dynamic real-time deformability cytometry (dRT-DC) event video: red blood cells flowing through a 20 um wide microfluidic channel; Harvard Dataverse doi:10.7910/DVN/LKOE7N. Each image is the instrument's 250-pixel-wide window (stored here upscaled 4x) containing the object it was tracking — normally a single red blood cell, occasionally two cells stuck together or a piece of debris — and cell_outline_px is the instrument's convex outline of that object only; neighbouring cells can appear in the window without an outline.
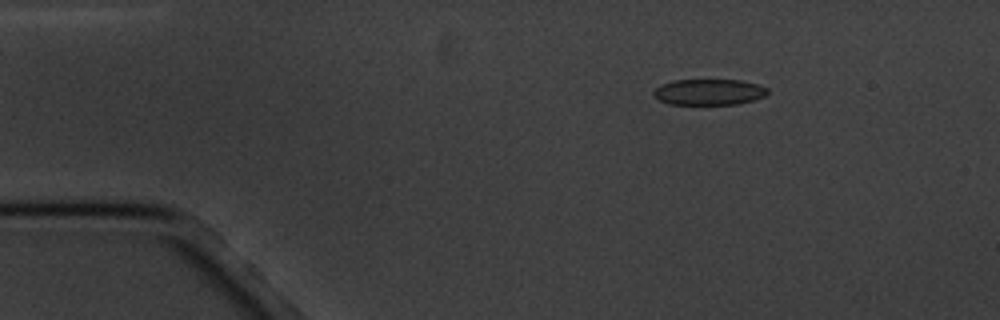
{"species": "common noctule bat (a hibernating species)", "species_latin": "Nyctalus noctula", "temperature_condition": "cold", "stored_images_in_passage": 5, "camera_frame_rate_fps": 3000, "um_per_image_px": 0.085, "animal": {"sex": "male", "body_mass_g": 20.1, "forearm_length_mm": 53.5}, "frame": {"image": 1, "passage_image": 2, "time_ms": 1.333, "image_size_px": [1000, 320], "cell_outline_px": [[768, 92], [764, 96], [752, 100], [736, 104], [668, 104], [652, 96], [652, 92], [660, 84], [672, 80], [740, 80], [756, 84], [768, 88]], "centroid_in_image_um": [60.21, 7.82], "position_along_channel_um": 24.8, "area_um2": 17.22}}
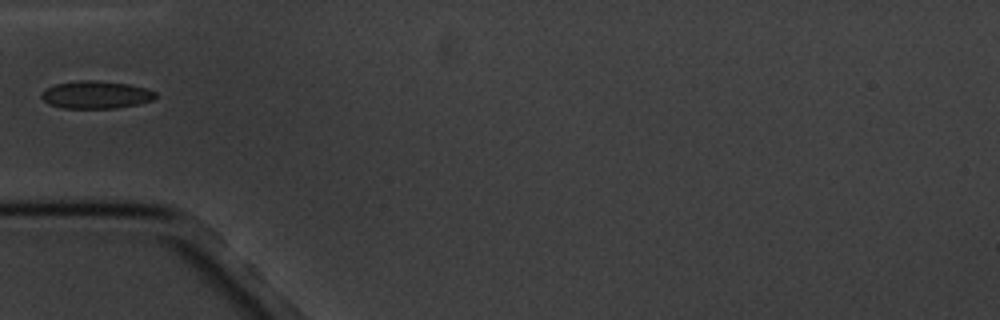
{"frame": {"image": 2, "passage_image": 5, "time_ms": 4.667, "image_size_px": [1000, 320], "cell_outline_px": [[156, 96], [152, 100], [136, 104], [116, 108], [60, 108], [48, 104], [40, 96], [48, 88], [56, 84], [80, 80], [96, 80], [128, 84], [144, 88], [156, 92]], "centroid_in_image_um": [8.14, 8.06], "position_along_channel_um": 76.9, "area_um2": 18.15}}